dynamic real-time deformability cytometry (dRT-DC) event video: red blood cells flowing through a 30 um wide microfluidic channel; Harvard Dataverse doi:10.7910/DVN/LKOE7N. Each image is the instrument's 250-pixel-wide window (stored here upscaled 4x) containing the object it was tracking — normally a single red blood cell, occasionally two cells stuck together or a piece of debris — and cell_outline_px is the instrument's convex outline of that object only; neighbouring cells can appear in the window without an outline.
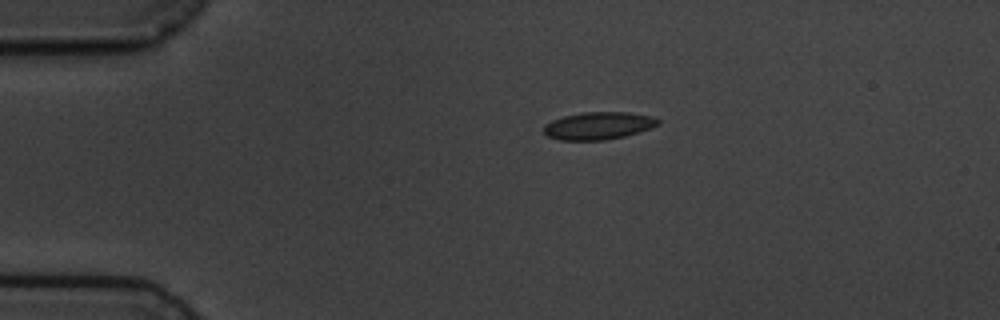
{"species": "common noctule bat (a hibernating species)", "species_latin": "Nyctalus noctula", "temperature_condition": "cold", "stored_images_in_passage": 8, "camera_frame_rate_fps": 3000, "um_per_image_px": 0.085, "animal": {"sex": "male", "body_mass_g": 19.5, "forearm_length_mm": 54.6}, "frame": {"image": 1, "passage_image": 1, "time_ms": 0.0, "image_size_px": [1000, 320], "cell_outline_px": [[660, 124], [652, 128], [640, 132], [624, 136], [604, 140], [560, 140], [548, 136], [544, 132], [544, 124], [552, 120], [564, 116], [584, 112], [628, 112], [652, 116], [660, 120]], "centroid_in_image_um": [50.89, 10.68], "position_along_channel_um": 34.1, "area_um2": 18.38}}
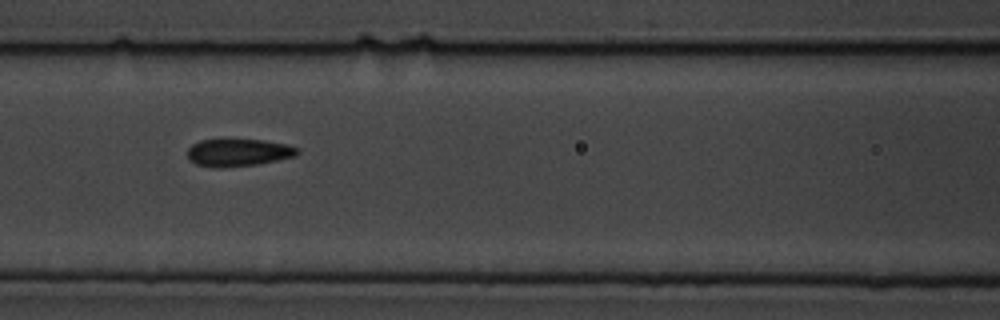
{"frame": {"image": 2, "passage_image": 5, "time_ms": 4.333, "image_size_px": [1000, 320], "cell_outline_px": [[300, 152], [296, 156], [256, 164], [224, 168], [212, 168], [196, 164], [188, 160], [188, 148], [192, 144], [200, 140], [220, 136], [224, 136], [264, 140], [288, 144], [300, 148]], "centroid_in_image_um": [20.22, 12.91], "position_along_channel_um": 146.4, "area_um2": 18.73}}
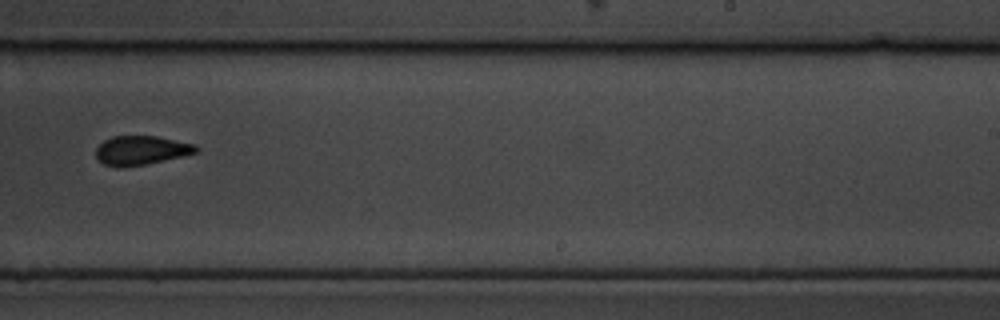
{"frame": {"image": 3, "passage_image": 8, "time_ms": 8.0, "image_size_px": [1000, 320], "cell_outline_px": [[200, 148], [196, 152], [180, 156], [144, 164], [120, 168], [116, 168], [104, 164], [96, 156], [96, 148], [104, 140], [112, 136], [156, 136], [196, 144]], "centroid_in_image_um": [11.97, 12.77], "position_along_channel_um": 277.0, "area_um2": 16.82}}